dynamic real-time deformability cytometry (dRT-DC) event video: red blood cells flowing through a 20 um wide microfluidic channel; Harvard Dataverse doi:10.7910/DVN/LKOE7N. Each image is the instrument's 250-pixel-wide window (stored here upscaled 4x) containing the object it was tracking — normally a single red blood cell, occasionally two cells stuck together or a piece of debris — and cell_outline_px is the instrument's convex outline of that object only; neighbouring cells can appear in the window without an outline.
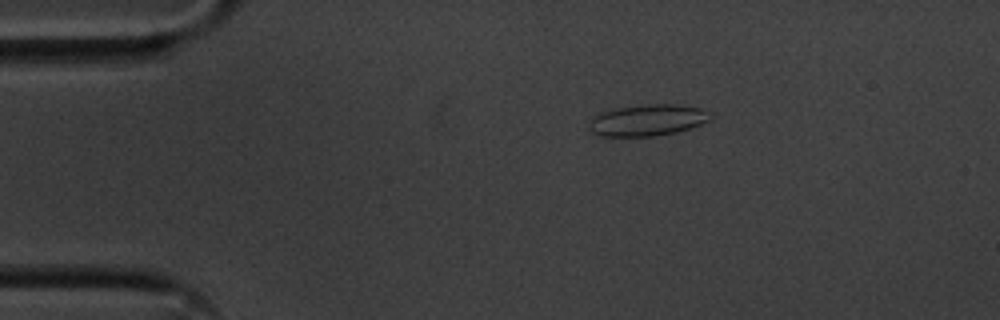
{"species": "common noctule bat (a hibernating species)", "species_latin": "Nyctalus noctula", "temperature_condition": "cold", "stored_images_in_passage": 48, "camera_frame_rate_fps": 3000, "um_per_image_px": 0.085, "animal": {"sex": "male", "body_mass_g": 20.1, "forearm_length_mm": 53.5}, "frame": {"image": 1, "passage_image": 3, "time_ms": 0.667, "image_size_px": [1000, 320], "cell_outline_px": [[712, 116], [708, 120], [700, 124], [676, 132], [652, 136], [600, 136], [592, 132], [588, 128], [592, 116], [600, 112], [616, 108], [648, 104], [680, 104], [700, 108], [712, 112]], "centroid_in_image_um": [55.03, 10.2], "position_along_channel_um": 30.0, "area_um2": 22.25}}
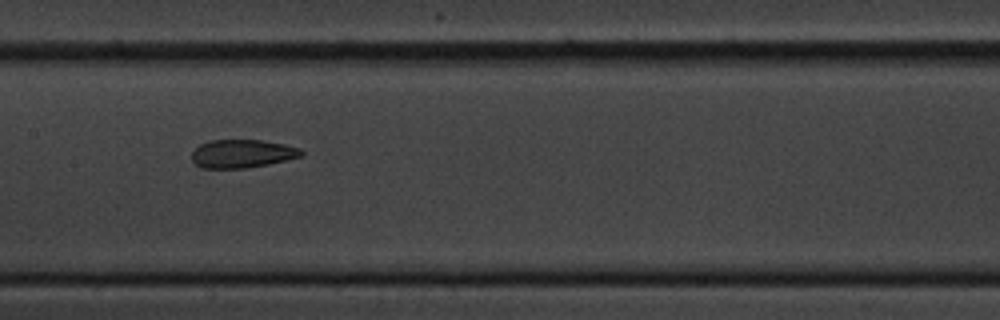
{"frame": {"image": 2, "passage_image": 20, "time_ms": 6.333, "image_size_px": [1000, 320], "cell_outline_px": [[304, 156], [288, 160], [248, 168], [200, 168], [192, 160], [192, 152], [200, 144], [208, 140], [260, 140], [284, 144], [300, 148], [304, 152]], "centroid_in_image_um": [20.61, 13.06], "position_along_channel_um": 186.8, "area_um2": 18.21}}
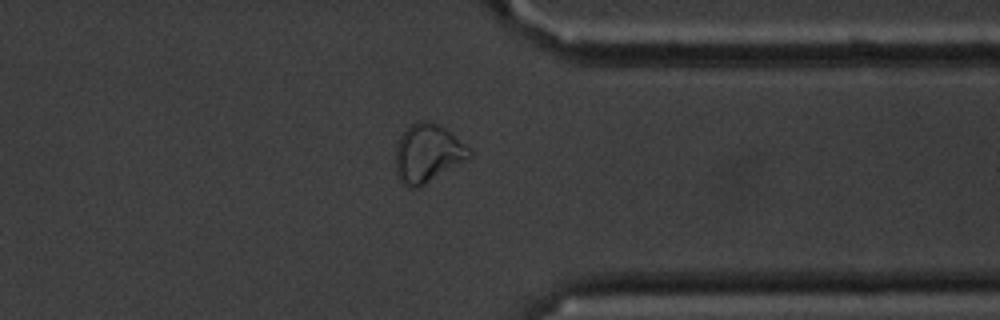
{"frame": {"image": 3, "passage_image": 36, "time_ms": 11.667, "image_size_px": [1000, 320], "cell_outline_px": [[472, 156], [468, 160], [424, 184], [416, 188], [408, 188], [400, 180], [396, 172], [396, 144], [400, 136], [416, 120], [428, 120], [444, 128], [472, 148]], "centroid_in_image_um": [36.38, 13.02], "position_along_channel_um": 375.0, "area_um2": 25.09}, "authors_computed_cell_mechanics": {"area_um2": 20.0277, "velocity_mm_per_s": 3.6145, "shape_relaxation_time_tau1_ms": 6.149, "shape_relaxation_time_tau2_ms": 1.3379, "deformation_change_tau1": 0.1741, "deformation_change_tau2": 0.0818}}